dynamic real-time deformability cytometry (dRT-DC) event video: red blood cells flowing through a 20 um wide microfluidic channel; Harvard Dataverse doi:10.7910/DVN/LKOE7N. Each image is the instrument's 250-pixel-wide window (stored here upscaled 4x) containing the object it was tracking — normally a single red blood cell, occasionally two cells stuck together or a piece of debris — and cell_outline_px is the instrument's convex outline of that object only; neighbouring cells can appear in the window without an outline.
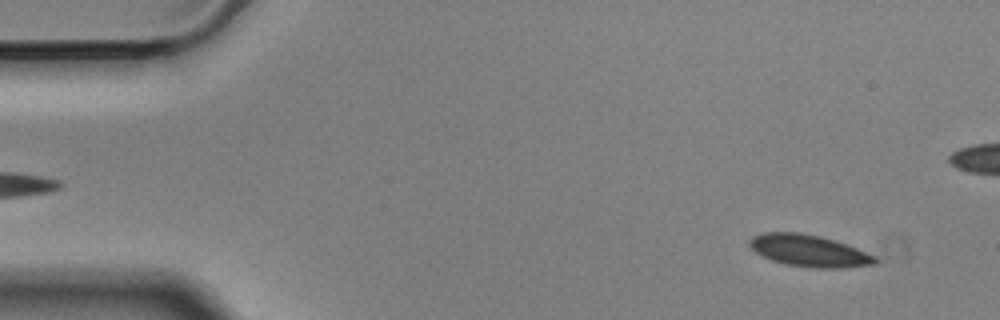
{"species": "Egyptian fruit bat (a non-hibernating species)", "species_latin": "Rousettus aegyptiacus", "temperature_condition": "cold", "stored_images_in_passage": 57, "camera_frame_rate_fps": 3000, "um_per_image_px": 0.085, "animal": {"sex": "male"}, "frame": {"image": 1, "passage_image": 4, "time_ms": 1.0, "image_size_px": [1000, 320], "cell_outline_px": [[880, 260], [876, 264], [844, 268], [812, 268], [784, 264], [772, 260], [756, 252], [748, 244], [748, 240], [752, 236], [764, 232], [800, 232], [820, 236], [836, 240], [876, 256]], "centroid_in_image_um": [68.79, 21.31], "position_along_channel_um": 16.2, "area_um2": 23.52}}
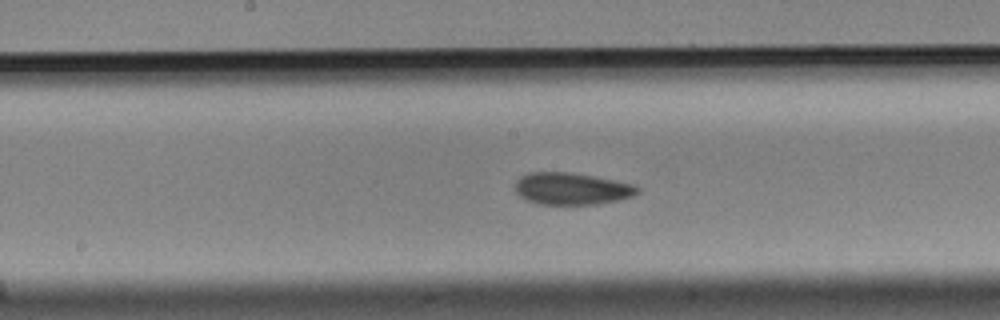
{"frame": {"image": 2, "passage_image": 28, "time_ms": 9.0, "image_size_px": [1000, 320], "cell_outline_px": [[640, 192], [632, 196], [620, 200], [596, 204], [540, 204], [528, 200], [520, 196], [516, 192], [516, 180], [520, 176], [528, 172], [568, 172], [592, 176], [636, 184], [640, 188]], "centroid_in_image_um": [48.62, 16.03], "position_along_channel_um": 199.6, "area_um2": 22.83}}
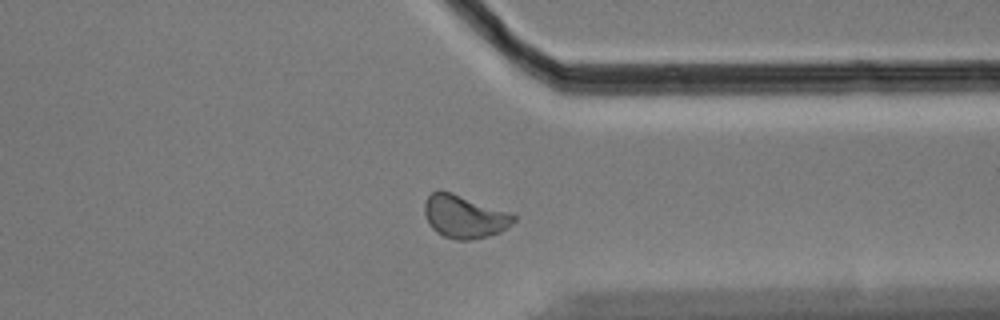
{"frame": {"image": 3, "passage_image": 43, "time_ms": 14.0, "image_size_px": [1000, 320], "cell_outline_px": [[516, 220], [508, 228], [500, 232], [488, 236], [472, 240], [456, 240], [444, 236], [436, 232], [428, 224], [424, 212], [424, 200], [432, 192], [440, 188], [512, 212], [516, 216]], "centroid_in_image_um": [39.48, 18.39], "position_along_channel_um": 371.9, "area_um2": 22.89}, "authors_computed_cell_mechanics": {"area_um2": 22.8888, "velocity_mm_per_s": 3.4863, "shape_relaxation_time_tau1_ms": 2.7127, "shape_relaxation_time_tau2_ms": 2.8034, "deformation_change_tau1": 0.0706, "deformation_change_tau2": 0.0465}}